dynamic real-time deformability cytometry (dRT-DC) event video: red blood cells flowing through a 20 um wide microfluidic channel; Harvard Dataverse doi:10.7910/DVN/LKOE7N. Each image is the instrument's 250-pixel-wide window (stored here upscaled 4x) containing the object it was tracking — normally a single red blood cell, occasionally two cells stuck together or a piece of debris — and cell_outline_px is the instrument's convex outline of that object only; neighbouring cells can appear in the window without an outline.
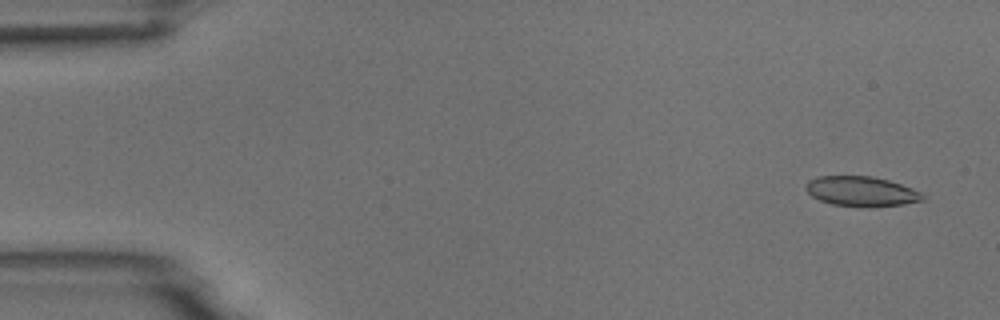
{"species": "common noctule bat (a hibernating species)", "species_latin": "Nyctalus noctula", "temperature_condition": "room temperature", "stored_images_in_passage": 54, "camera_frame_rate_fps": 3000, "um_per_image_px": 0.085, "animal": {"sex": "male", "body_mass_g": 18.8}, "frame": {"image": 1, "passage_image": 3, "time_ms": 0.667, "image_size_px": [1000, 320], "cell_outline_px": [[924, 200], [904, 204], [868, 208], [864, 208], [832, 204], [820, 200], [812, 196], [804, 188], [808, 180], [816, 176], [872, 176], [888, 180], [912, 188], [920, 192], [924, 196]], "centroid_in_image_um": [73.2, 16.27], "position_along_channel_um": 11.8, "area_um2": 20.58}}
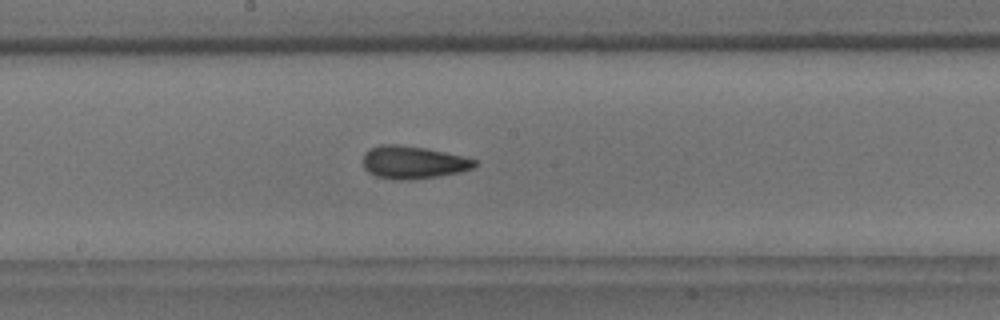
{"frame": {"image": 2, "passage_image": 29, "time_ms": 9.333, "image_size_px": [1000, 320], "cell_outline_px": [[476, 164], [472, 168], [460, 172], [440, 176], [404, 180], [400, 180], [376, 176], [368, 172], [364, 168], [364, 152], [368, 148], [380, 144], [400, 144], [424, 148], [444, 152], [476, 160]], "centroid_in_image_um": [35.06, 13.79], "position_along_channel_um": 213.1, "area_um2": 21.15}}
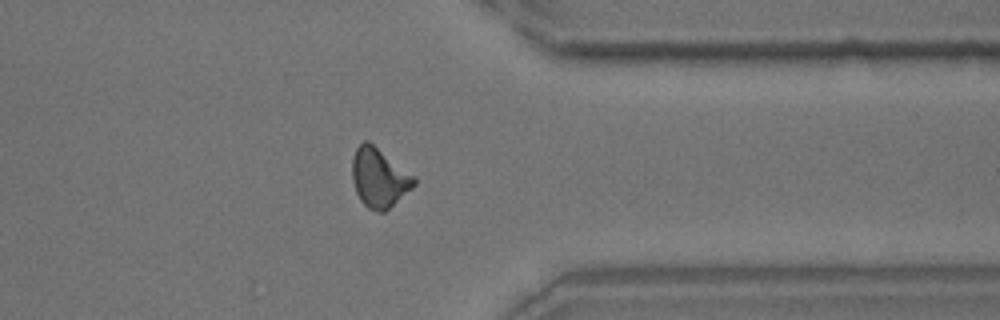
{"frame": {"image": 3, "passage_image": 43, "time_ms": 14.0, "image_size_px": [1000, 320], "cell_outline_px": [[416, 184], [412, 188], [384, 212], [376, 212], [368, 208], [360, 200], [356, 192], [352, 180], [352, 160], [356, 148], [364, 140], [368, 140], [416, 176]], "centroid_in_image_um": [32.23, 15.1], "position_along_channel_um": 379.2, "area_um2": 21.44}, "authors_computed_cell_mechanics": {"area_um2": 20.5768, "velocity_mm_per_s": 3.7134, "shape_relaxation_time_tau1_ms": 8.9176, "shape_relaxation_time_tau2_ms": 2.2047, "deformation_change_tau1": 0.1806, "deformation_change_tau2": 0.0968}}